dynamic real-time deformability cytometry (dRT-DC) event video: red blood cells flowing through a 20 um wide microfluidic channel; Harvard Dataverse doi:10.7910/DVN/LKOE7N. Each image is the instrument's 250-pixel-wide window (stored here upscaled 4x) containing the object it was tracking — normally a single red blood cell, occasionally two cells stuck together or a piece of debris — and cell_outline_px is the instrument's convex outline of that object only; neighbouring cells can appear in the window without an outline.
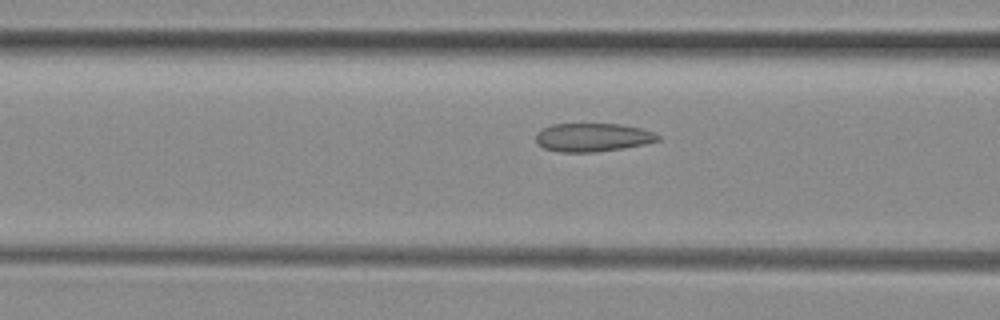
{"species": "common noctule bat (a hibernating species)", "species_latin": "Nyctalus noctula", "temperature_condition": "room temperature", "stored_images_in_passage": 12, "camera_frame_rate_fps": 3000, "um_per_image_px": 0.085, "animal": {"sex": "female", "body_mass_g": 29.2, "forearm_length_mm": 56.3}, "frame": {"image": 1, "passage_image": 10, "time_ms": 3.0, "image_size_px": [1000, 320], "cell_outline_px": [[660, 140], [644, 144], [624, 148], [596, 152], [560, 152], [544, 148], [536, 144], [536, 132], [552, 124], [620, 124], [640, 128], [652, 132], [660, 136]], "centroid_in_image_um": [50.35, 11.68], "position_along_channel_um": 116.2, "area_um2": 20.23}}